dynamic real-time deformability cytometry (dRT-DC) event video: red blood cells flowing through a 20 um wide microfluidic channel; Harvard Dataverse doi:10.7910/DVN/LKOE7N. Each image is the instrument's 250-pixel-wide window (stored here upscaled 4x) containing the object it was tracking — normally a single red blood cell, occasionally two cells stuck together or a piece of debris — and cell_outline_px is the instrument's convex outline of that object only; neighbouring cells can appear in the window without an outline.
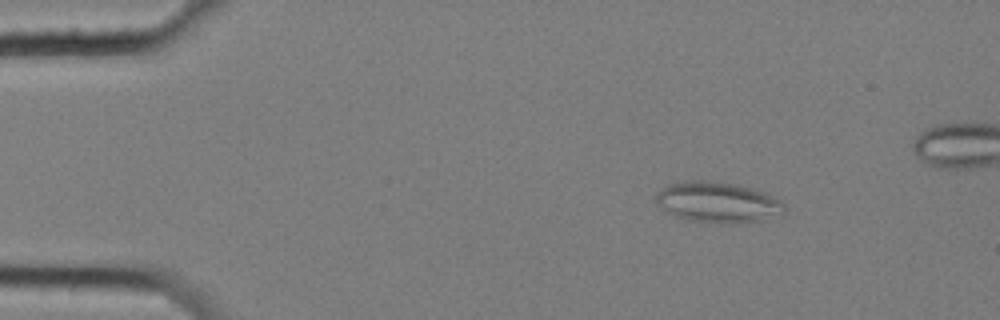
{"species": "common noctule bat (a hibernating species)", "species_latin": "Nyctalus noctula", "temperature_condition": "cold", "stored_images_in_passage": 23, "camera_frame_rate_fps": 3000, "um_per_image_px": 0.085, "animal": {"sex": "female", "body_mass_g": 25.1}, "frame": {"image": 1, "passage_image": 7, "time_ms": 2.0, "image_size_px": [1000, 320], "cell_outline_px": [[788, 208], [784, 216], [732, 224], [688, 220], [676, 216], [668, 212], [656, 204], [652, 196], [668, 184], [688, 180], [704, 180], [732, 184], [748, 188], [772, 196], [780, 200]], "centroid_in_image_um": [61.0, 17.21], "position_along_channel_um": 24.0, "area_um2": 30.52}}